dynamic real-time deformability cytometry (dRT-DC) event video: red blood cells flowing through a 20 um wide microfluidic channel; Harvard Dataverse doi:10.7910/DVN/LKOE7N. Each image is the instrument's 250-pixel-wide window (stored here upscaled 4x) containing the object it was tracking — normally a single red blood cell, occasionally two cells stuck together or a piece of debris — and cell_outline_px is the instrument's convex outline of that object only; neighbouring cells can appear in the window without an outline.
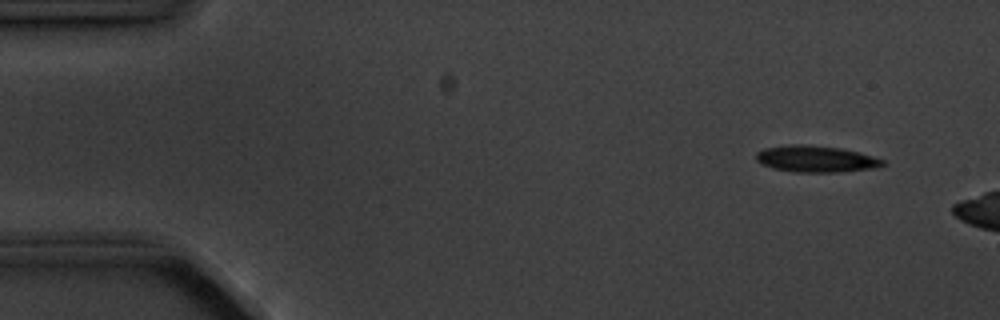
{"species": "common noctule bat (a hibernating species)", "species_latin": "Nyctalus noctula", "temperature_condition": "cold", "stored_images_in_passage": 4, "camera_frame_rate_fps": 3000, "um_per_image_px": 0.085, "animal": {"sex": "male", "body_mass_g": 20.1, "forearm_length_mm": 53.5}, "frame": {"image": 1, "passage_image": 1, "time_ms": 0.0, "image_size_px": [1000, 320], "cell_outline_px": [[884, 164], [880, 168], [840, 172], [796, 172], [772, 168], [760, 164], [756, 160], [756, 152], [764, 148], [788, 144], [804, 144], [840, 148], [872, 156], [884, 160]], "centroid_in_image_um": [69.33, 13.51], "position_along_channel_um": 15.7, "area_um2": 19.71}}